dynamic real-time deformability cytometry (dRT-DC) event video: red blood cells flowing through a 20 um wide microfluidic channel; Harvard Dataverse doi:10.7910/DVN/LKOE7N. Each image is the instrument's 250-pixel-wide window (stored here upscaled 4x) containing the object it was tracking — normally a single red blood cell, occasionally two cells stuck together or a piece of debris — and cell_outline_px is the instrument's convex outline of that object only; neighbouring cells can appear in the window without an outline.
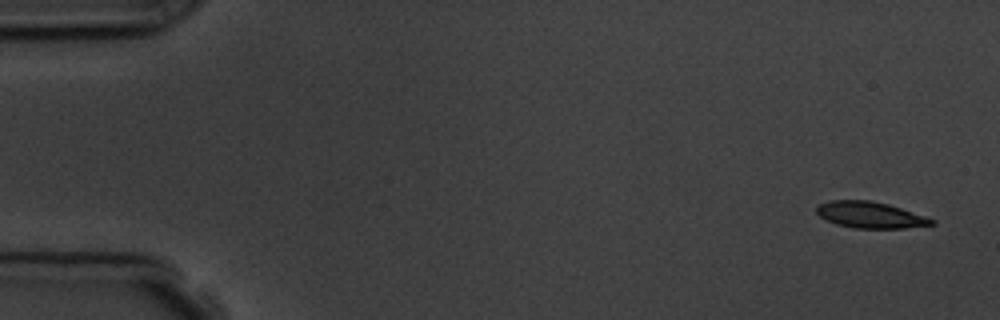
{"species": "common noctule bat (a hibernating species)", "species_latin": "Nyctalus noctula", "temperature_condition": "room temperature", "stored_images_in_passage": 5, "camera_frame_rate_fps": 3000, "um_per_image_px": 0.085, "animal": {"sex": "male", "body_mass_g": 19.5, "forearm_length_mm": 54.6}, "frame": {"image": 1, "passage_image": 1, "time_ms": 0.0, "image_size_px": [1000, 320], "cell_outline_px": [[936, 224], [904, 228], [852, 228], [836, 224], [820, 216], [816, 212], [816, 208], [820, 204], [828, 200], [872, 200], [888, 204], [936, 220]], "centroid_in_image_um": [73.96, 18.26], "position_along_channel_um": 11.0, "area_um2": 17.57}}
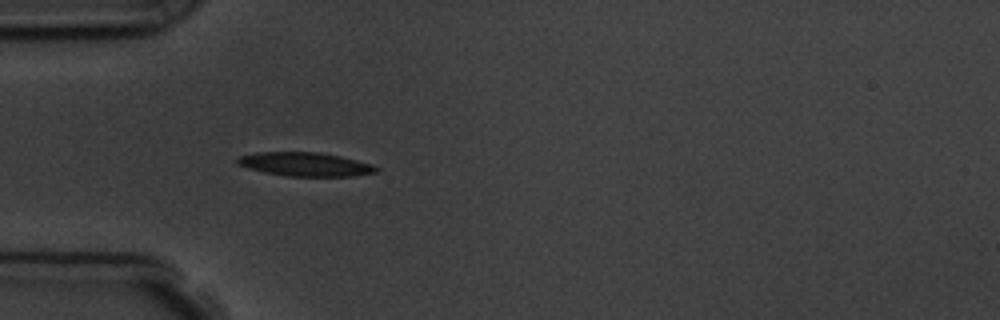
{"frame": {"image": 2, "passage_image": 5, "time_ms": 4.667, "image_size_px": [1000, 320], "cell_outline_px": [[380, 168], [376, 172], [352, 176], [284, 176], [264, 172], [248, 168], [236, 164], [236, 160], [240, 156], [256, 152], [320, 152], [340, 156], [372, 164]], "centroid_in_image_um": [25.93, 13.96], "position_along_channel_um": 59.1, "area_um2": 19.25}}